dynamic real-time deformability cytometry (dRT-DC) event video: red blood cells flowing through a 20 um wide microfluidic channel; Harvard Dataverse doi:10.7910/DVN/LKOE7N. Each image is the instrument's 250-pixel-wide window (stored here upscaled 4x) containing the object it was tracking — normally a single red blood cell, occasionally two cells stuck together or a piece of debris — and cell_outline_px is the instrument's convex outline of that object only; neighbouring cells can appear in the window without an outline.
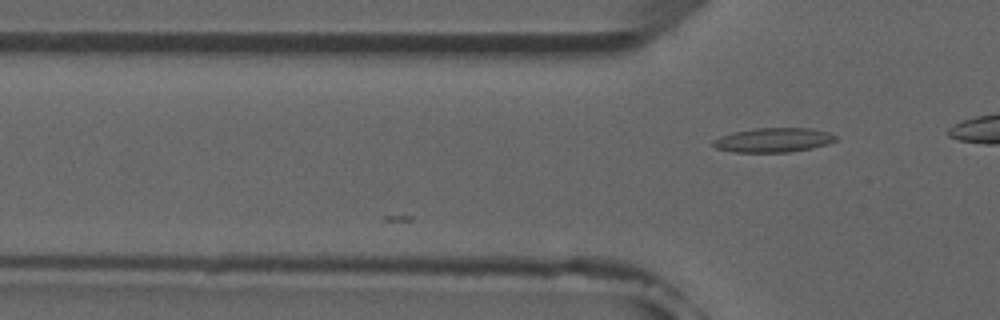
{"species": "common noctule bat (a hibernating species)", "species_latin": "Nyctalus noctula", "temperature_condition": "room temperature", "stored_images_in_passage": 6, "camera_frame_rate_fps": 3000, "um_per_image_px": 0.085, "animal": {"sex": "male", "forearm_length_mm": 52.5}, "frame": {"image": 1, "passage_image": 6, "time_ms": 1.667, "image_size_px": [1000, 320], "cell_outline_px": [[840, 136], [836, 140], [828, 144], [812, 148], [788, 152], [732, 152], [716, 148], [712, 144], [712, 140], [720, 136], [732, 132], [756, 128], [808, 128], [828, 132]], "centroid_in_image_um": [65.74, 11.9], "position_along_channel_um": 60.1, "area_um2": 17.51}}